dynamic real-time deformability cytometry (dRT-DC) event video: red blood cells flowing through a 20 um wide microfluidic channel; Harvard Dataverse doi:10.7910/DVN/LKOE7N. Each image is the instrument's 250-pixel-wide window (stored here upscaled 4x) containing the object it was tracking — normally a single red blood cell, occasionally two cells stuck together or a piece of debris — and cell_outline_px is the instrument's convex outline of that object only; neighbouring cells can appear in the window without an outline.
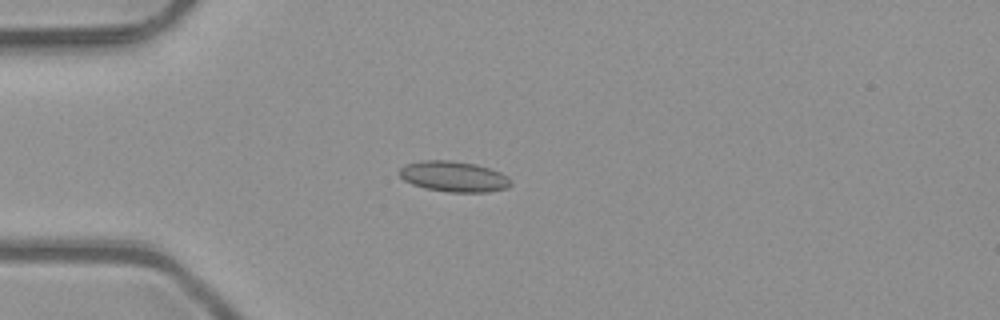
{"species": "common noctule bat (a hibernating species)", "species_latin": "Nyctalus noctula", "temperature_condition": "room temperature", "stored_images_in_passage": 4, "camera_frame_rate_fps": 3000, "um_per_image_px": 0.085, "animal": {"sex": "male", "body_mass_g": 23.1, "forearm_length_mm": 52.7}, "frame": {"image": 1, "passage_image": 4, "time_ms": 1.0, "image_size_px": [1000, 320], "cell_outline_px": [[512, 184], [508, 188], [488, 192], [448, 192], [424, 188], [412, 184], [404, 180], [400, 176], [400, 168], [404, 164], [420, 160], [452, 160], [476, 164], [500, 172], [508, 176], [512, 180]], "centroid_in_image_um": [38.58, 15.0], "position_along_channel_um": 46.4, "area_um2": 20.11}}